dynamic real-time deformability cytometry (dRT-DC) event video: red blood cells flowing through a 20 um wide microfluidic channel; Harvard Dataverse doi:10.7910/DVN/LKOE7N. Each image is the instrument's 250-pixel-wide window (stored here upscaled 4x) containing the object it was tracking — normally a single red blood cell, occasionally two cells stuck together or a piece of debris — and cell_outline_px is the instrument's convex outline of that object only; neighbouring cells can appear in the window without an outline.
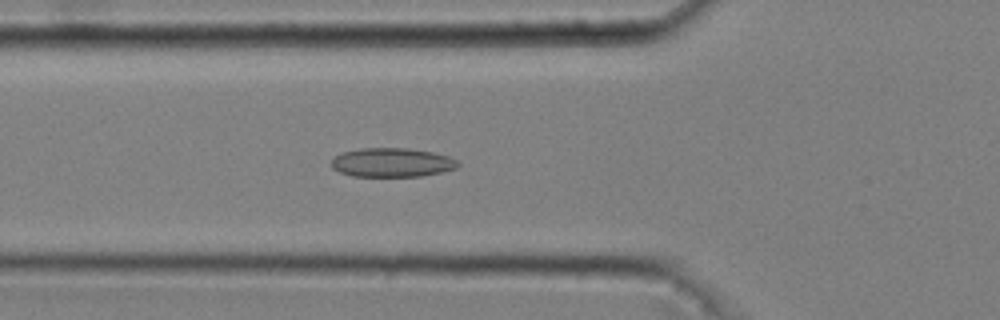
{"species": "common noctule bat (a hibernating species)", "species_latin": "Nyctalus noctula", "temperature_condition": "cold", "stored_images_in_passage": 50, "camera_frame_rate_fps": 3000, "um_per_image_px": 0.085, "animal": {"sex": "male", "body_mass_g": 20.4}, "frame": {"image": 1, "passage_image": 19, "time_ms": 6.0, "image_size_px": [1000, 320], "cell_outline_px": [[460, 164], [456, 168], [440, 172], [420, 176], [352, 176], [340, 172], [332, 168], [332, 160], [340, 152], [360, 148], [408, 148], [432, 152], [448, 156], [456, 160]], "centroid_in_image_um": [33.29, 13.8], "position_along_channel_um": 92.5, "area_um2": 21.33}}
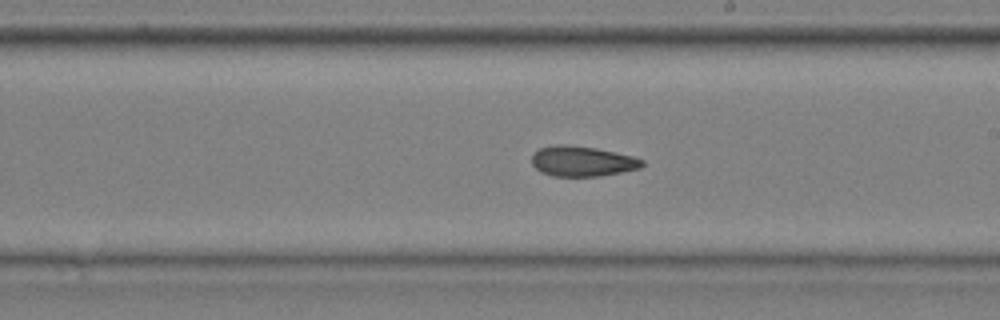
{"frame": {"image": 2, "passage_image": 31, "time_ms": 10.0, "image_size_px": [1000, 320], "cell_outline_px": [[644, 164], [640, 168], [600, 176], [552, 176], [540, 172], [532, 164], [532, 156], [540, 148], [556, 144], [568, 144], [596, 148], [632, 156], [644, 160]], "centroid_in_image_um": [49.48, 13.7], "position_along_channel_um": 239.5, "area_um2": 19.42}}
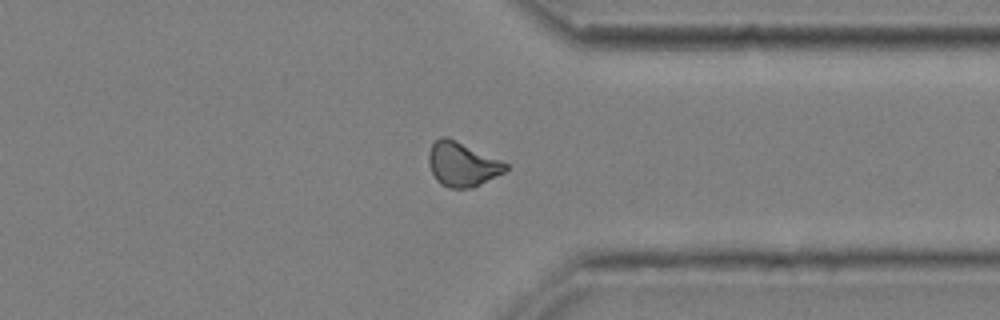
{"frame": {"image": 3, "passage_image": 42, "time_ms": 13.667, "image_size_px": [1000, 320], "cell_outline_px": [[508, 168], [504, 172], [472, 188], [448, 188], [440, 184], [436, 180], [428, 164], [428, 152], [432, 144], [440, 136], [448, 136], [500, 160], [508, 164]], "centroid_in_image_um": [39.25, 13.95], "position_along_channel_um": 372.2, "area_um2": 19.88}, "authors_computed_cell_mechanics": {"area_um2": 19.7676, "velocity_mm_per_s": 3.6707, "shape_relaxation_time_tau1_ms": null, "shape_relaxation_time_tau2_ms": 7.438, "deformation_change_tau1": null, "deformation_change_tau2": 0.1216}}